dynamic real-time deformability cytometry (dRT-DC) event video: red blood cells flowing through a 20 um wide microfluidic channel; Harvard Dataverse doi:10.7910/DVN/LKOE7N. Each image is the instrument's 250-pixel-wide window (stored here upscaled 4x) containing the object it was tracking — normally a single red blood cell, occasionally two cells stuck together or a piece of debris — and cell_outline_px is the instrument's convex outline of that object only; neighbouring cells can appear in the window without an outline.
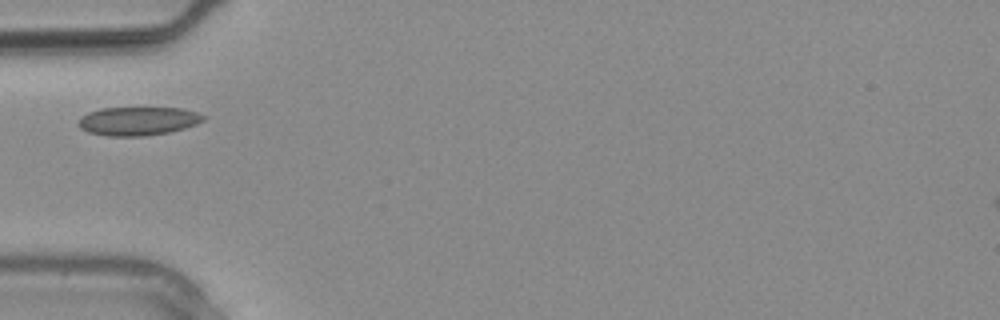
{"species": "common noctule bat (a hibernating species)", "species_latin": "Nyctalus noctula", "temperature_condition": "warm", "stored_images_in_passage": 2, "camera_frame_rate_fps": 3000, "um_per_image_px": 0.085, "animal": {"sex": "male", "body_mass_g": 20.4}, "frame": {"image": 1, "passage_image": 2, "time_ms": 0.333, "image_size_px": [1000, 320], "cell_outline_px": [[204, 120], [196, 124], [184, 128], [168, 132], [144, 136], [108, 136], [88, 132], [80, 128], [76, 124], [80, 116], [88, 112], [100, 108], [180, 108], [196, 112], [204, 116]], "centroid_in_image_um": [11.67, 10.29], "position_along_channel_um": 73.3, "area_um2": 20.81}}